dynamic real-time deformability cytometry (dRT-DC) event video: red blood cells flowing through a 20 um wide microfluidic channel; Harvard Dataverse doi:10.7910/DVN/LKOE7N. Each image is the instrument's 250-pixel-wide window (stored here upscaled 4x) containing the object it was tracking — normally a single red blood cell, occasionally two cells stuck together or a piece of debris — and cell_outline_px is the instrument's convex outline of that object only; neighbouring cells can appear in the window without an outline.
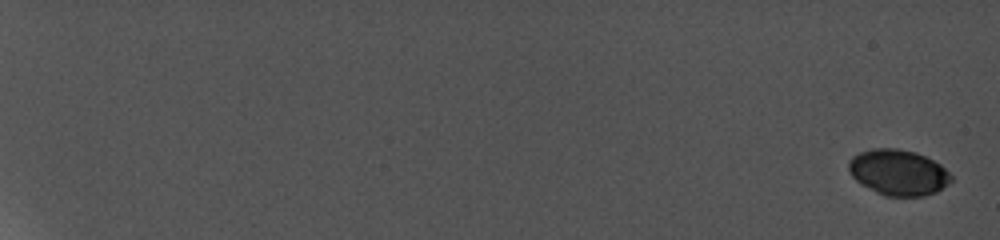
{"species": "common noctule bat (a hibernating species)", "species_latin": "Nyctalus noctula", "temperature_condition": "cold", "stored_images_in_passage": 11, "camera_frame_rate_fps": 5000, "um_per_image_px": 0.085, "animal": {"sex": "female", "body_mass_g": 19.0, "forearm_length_mm": 56.7}, "frame": {"image": 1, "passage_image": 1, "time_ms": 0.0, "image_size_px": [1000, 240], "cell_outline_px": [[952, 180], [940, 188], [932, 192], [920, 196], [888, 196], [864, 184], [852, 176], [848, 168], [848, 164], [852, 156], [860, 152], [876, 148], [896, 148], [916, 152], [940, 164], [952, 176]], "centroid_in_image_um": [76.35, 14.62], "position_along_channel_um": 8.6, "area_um2": 26.53}}
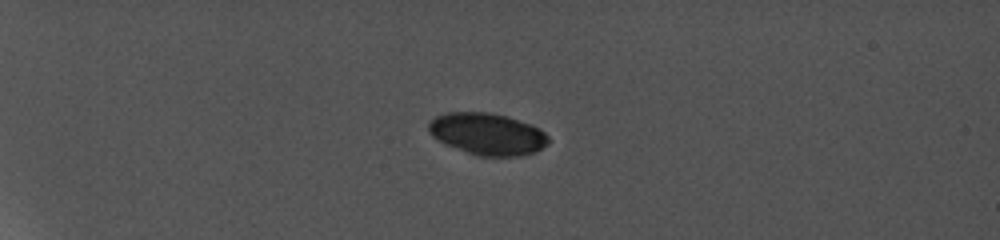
{"frame": {"image": 2, "passage_image": 8, "time_ms": 6.0, "image_size_px": [1000, 240], "cell_outline_px": [[548, 140], [540, 148], [532, 152], [512, 156], [480, 156], [468, 152], [448, 144], [440, 140], [428, 128], [428, 124], [436, 116], [448, 112], [488, 112], [504, 116], [528, 124], [544, 132], [548, 136]], "centroid_in_image_um": [41.41, 11.37], "position_along_channel_um": 43.6, "area_um2": 28.03}}